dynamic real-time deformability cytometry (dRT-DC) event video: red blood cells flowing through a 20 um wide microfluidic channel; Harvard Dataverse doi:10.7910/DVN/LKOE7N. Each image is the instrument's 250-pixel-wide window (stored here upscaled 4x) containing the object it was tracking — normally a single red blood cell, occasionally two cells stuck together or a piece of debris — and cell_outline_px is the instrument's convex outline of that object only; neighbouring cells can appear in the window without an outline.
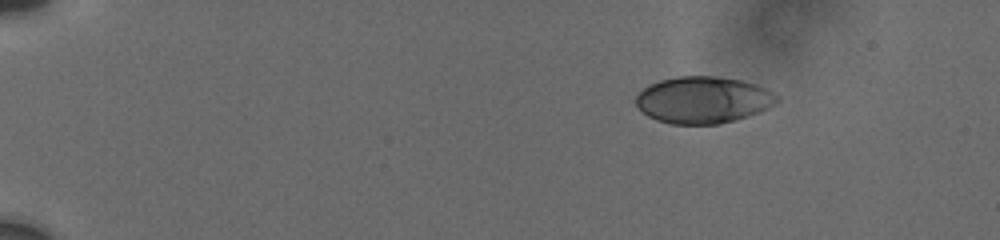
{"species": "human", "species_latin": "Homo sapiens", "temperature_condition": "cold", "stored_images_in_passage": 69, "camera_frame_rate_fps": 3000, "um_per_image_px": 0.085, "donor": {"sex": "male"}, "frame": {"image": 1, "passage_image": 1, "time_ms": 0.0, "image_size_px": [1000, 240], "cell_outline_px": [[780, 100], [760, 112], [736, 120], [720, 124], [672, 124], [656, 120], [648, 116], [636, 104], [636, 96], [648, 84], [660, 80], [676, 76], [716, 76], [740, 80], [756, 84], [780, 96]], "centroid_in_image_um": [59.78, 8.49], "position_along_channel_um": 25.2, "area_um2": 38.49}}
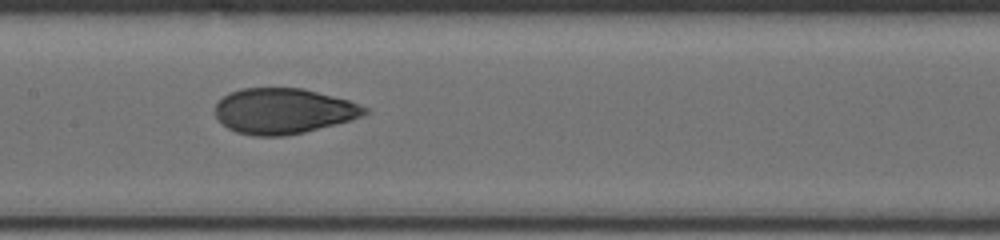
{"frame": {"image": 2, "passage_image": 41, "time_ms": 7.333, "image_size_px": [1000, 240], "cell_outline_px": [[368, 112], [364, 116], [352, 120], [304, 132], [284, 136], [252, 136], [236, 132], [228, 128], [216, 116], [216, 104], [228, 92], [240, 88], [304, 88], [348, 100], [368, 108]], "centroid_in_image_um": [24.1, 9.43], "position_along_channel_um": 183.3, "area_um2": 39.71}}
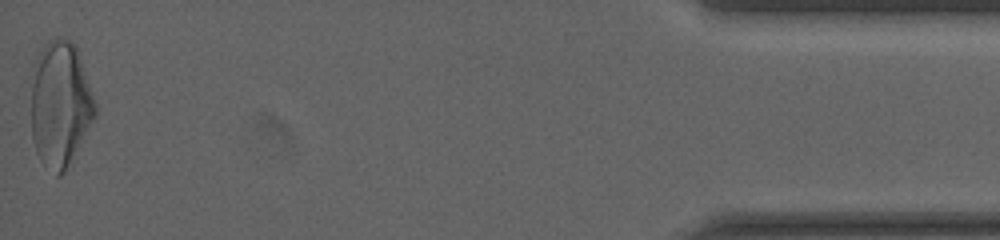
{"frame": {"image": 3, "passage_image": 69, "time_ms": 16.0, "image_size_px": [1000, 240], "cell_outline_px": [[96, 116], [64, 172], [60, 176], [56, 176], [36, 152], [32, 140], [32, 64], [44, 44], [48, 40], [56, 36], [60, 36], [72, 40], [76, 44], [96, 104]], "centroid_in_image_um": [5.11, 8.77], "position_along_channel_um": 430.1, "area_um2": 46.99}, "authors_computed_cell_mechanics": {"area_um2": 39.7086, "velocity_mm_per_s": 3.7341, "shape_relaxation_time_tau1_ms": 3.9756, "shape_relaxation_time_tau2_ms": 0.8346, "deformation_change_tau1": 0.1573, "deformation_change_tau2": 0.0538}}